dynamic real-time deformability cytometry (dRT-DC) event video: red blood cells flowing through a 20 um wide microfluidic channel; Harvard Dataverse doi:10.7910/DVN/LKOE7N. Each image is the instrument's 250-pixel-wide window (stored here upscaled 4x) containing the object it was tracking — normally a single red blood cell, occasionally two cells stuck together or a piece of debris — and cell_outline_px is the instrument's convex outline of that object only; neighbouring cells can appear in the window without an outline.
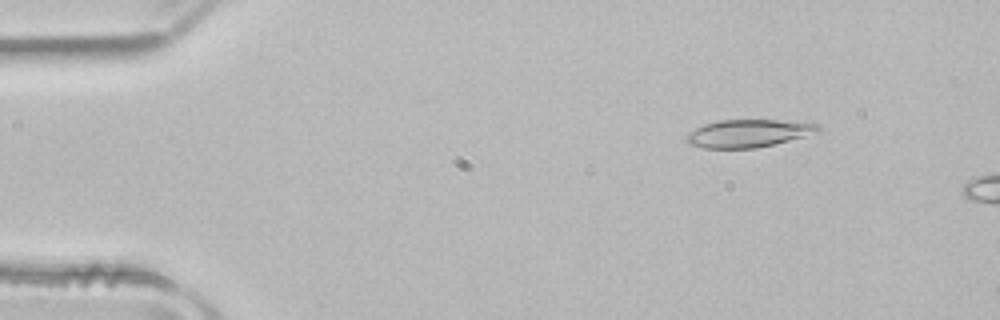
{"species": "common noctule bat (a hibernating species)", "species_latin": "Nyctalus noctula", "temperature_condition": "room temperature", "stored_images_in_passage": 7, "camera_frame_rate_fps": 3000, "um_per_image_px": 0.085, "animal": {"sex": "male", "body_mass_g": 21.5, "forearm_length_mm": 52.0}, "frame": {"image": 1, "passage_image": 2, "time_ms": 0.333, "image_size_px": [1000, 320], "cell_outline_px": [[820, 132], [756, 148], [704, 148], [688, 144], [684, 140], [684, 136], [688, 132], [704, 124], [720, 120], [776, 120], [820, 124]], "centroid_in_image_um": [63.55, 11.33], "position_along_channel_um": 21.4, "area_um2": 21.21}}